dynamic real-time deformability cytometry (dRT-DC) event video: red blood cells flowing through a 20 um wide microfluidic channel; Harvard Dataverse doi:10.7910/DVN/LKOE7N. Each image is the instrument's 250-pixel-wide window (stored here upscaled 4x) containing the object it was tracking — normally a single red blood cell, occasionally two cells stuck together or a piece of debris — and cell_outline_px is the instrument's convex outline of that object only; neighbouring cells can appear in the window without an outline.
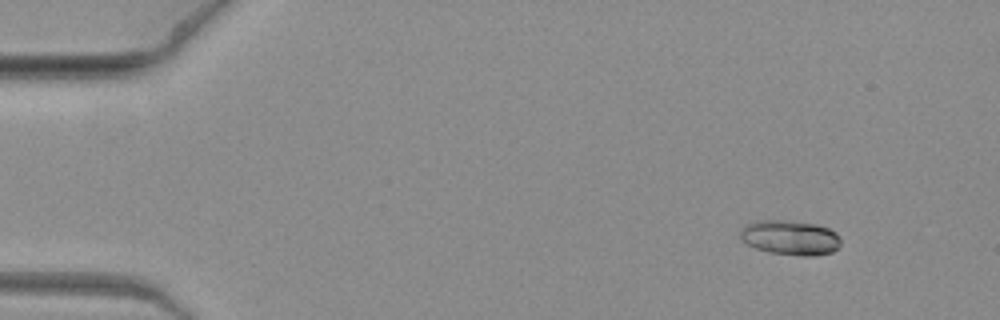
{"species": "common noctule bat (a hibernating species)", "species_latin": "Nyctalus noctula", "temperature_condition": "warm", "stored_images_in_passage": 8, "camera_frame_rate_fps": 3000, "um_per_image_px": 0.085, "animal": {"sex": "female", "body_mass_g": 19.3, "forearm_length_mm": 54.1}, "frame": {"image": 1, "passage_image": 1, "time_ms": 0.0, "image_size_px": [1000, 320], "cell_outline_px": [[840, 244], [832, 252], [816, 256], [800, 256], [768, 252], [756, 248], [740, 240], [740, 228], [744, 224], [756, 220], [788, 220], [816, 224], [828, 228], [836, 232], [840, 236]], "centroid_in_image_um": [67.14, 20.19], "position_along_channel_um": 17.9, "area_um2": 20.69}}